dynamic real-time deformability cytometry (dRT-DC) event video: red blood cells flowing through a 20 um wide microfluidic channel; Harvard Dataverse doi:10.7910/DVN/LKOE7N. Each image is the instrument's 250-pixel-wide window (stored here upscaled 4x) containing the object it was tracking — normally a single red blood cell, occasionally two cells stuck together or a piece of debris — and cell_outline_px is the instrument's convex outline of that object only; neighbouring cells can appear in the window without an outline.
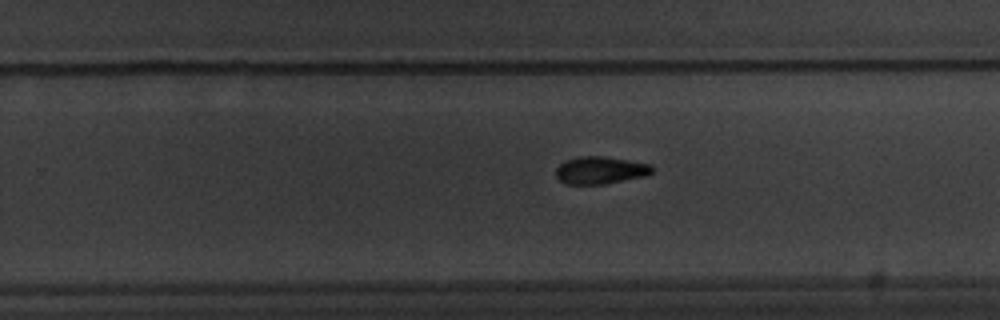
{"species": "common noctule bat (a hibernating species)", "species_latin": "Nyctalus noctula", "temperature_condition": "warm", "stored_images_in_passage": 31, "camera_frame_rate_fps": 3000, "um_per_image_px": 0.085, "animal": {"sex": "male", "body_mass_g": 20.1, "forearm_length_mm": 53.5}, "frame": {"image": 1, "passage_image": 22, "time_ms": 7.0, "image_size_px": [1000, 320], "cell_outline_px": [[652, 172], [644, 176], [604, 184], [568, 184], [560, 180], [556, 176], [556, 168], [564, 160], [580, 156], [600, 156], [628, 160], [652, 164]], "centroid_in_image_um": [51.01, 14.46], "position_along_channel_um": 278.8, "area_um2": 15.26}}
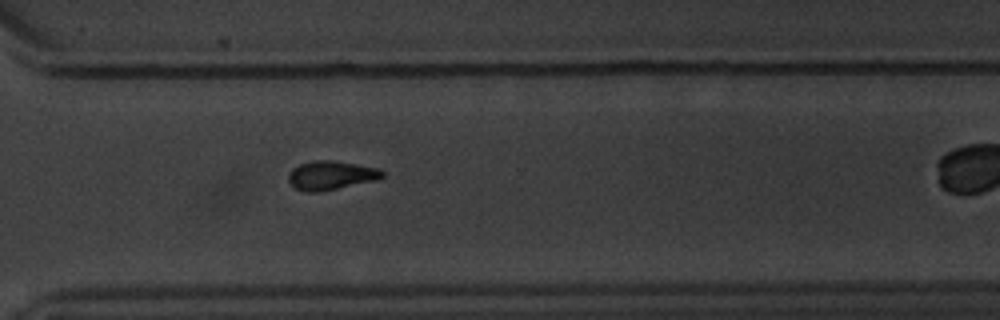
{"frame": {"image": 2, "passage_image": 27, "time_ms": 8.667, "image_size_px": [1000, 320], "cell_outline_px": [[384, 176], [376, 180], [320, 192], [308, 192], [296, 188], [288, 180], [288, 172], [292, 168], [300, 164], [316, 160], [332, 160], [380, 168], [384, 172]], "centroid_in_image_um": [28.14, 14.9], "position_along_channel_um": 342.5, "area_um2": 15.78}}